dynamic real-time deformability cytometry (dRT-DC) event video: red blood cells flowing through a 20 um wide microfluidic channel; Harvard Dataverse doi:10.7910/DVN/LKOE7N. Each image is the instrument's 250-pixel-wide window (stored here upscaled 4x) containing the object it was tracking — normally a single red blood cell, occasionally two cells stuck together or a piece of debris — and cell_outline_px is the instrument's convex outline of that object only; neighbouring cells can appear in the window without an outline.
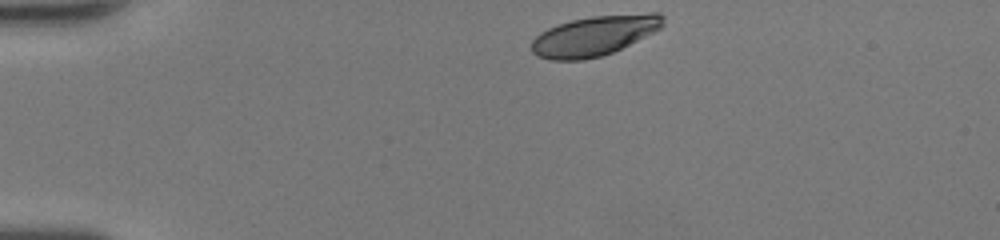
{"species": "human", "species_latin": "Homo sapiens", "temperature_condition": "room temperature", "stored_images_in_passage": 34, "camera_frame_rate_fps": 3000, "um_per_image_px": 0.085, "donor": {"sex": "female"}, "frame": {"image": 1, "passage_image": 1, "time_ms": 0.0, "image_size_px": [1000, 240], "cell_outline_px": [[664, 24], [660, 28], [612, 52], [600, 56], [584, 60], [552, 60], [536, 56], [532, 52], [532, 40], [540, 32], [548, 28], [572, 20], [592, 16], [648, 12], [660, 12], [664, 16]], "centroid_in_image_um": [50.51, 3.02], "position_along_channel_um": 34.5, "area_um2": 30.46}}
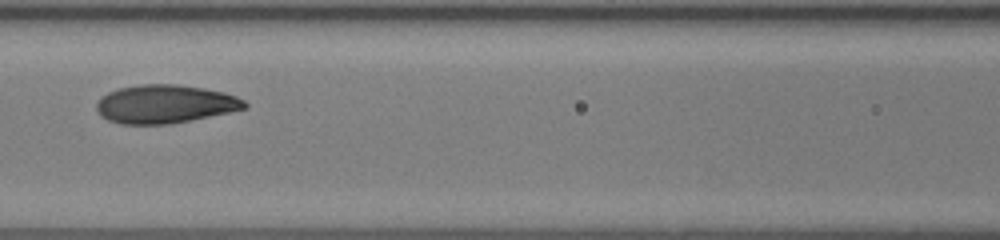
{"frame": {"image": 2, "passage_image": 14, "time_ms": 4.333, "image_size_px": [1000, 240], "cell_outline_px": [[248, 108], [232, 112], [192, 120], [168, 124], [120, 124], [108, 120], [100, 116], [96, 108], [96, 104], [100, 96], [108, 92], [120, 88], [140, 84], [176, 84], [204, 88], [224, 92], [236, 96], [244, 100], [248, 104]], "centroid_in_image_um": [14.04, 8.85], "position_along_channel_um": 152.6, "area_um2": 33.47}}
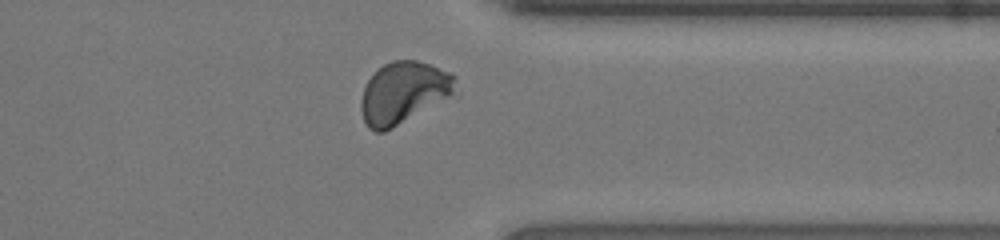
{"frame": {"image": 3, "passage_image": 30, "time_ms": 9.667, "image_size_px": [1000, 240], "cell_outline_px": [[456, 80], [452, 92], [392, 128], [384, 132], [376, 132], [368, 128], [364, 120], [360, 108], [360, 100], [364, 88], [368, 80], [384, 64], [392, 60], [416, 60], [428, 64], [448, 72], [456, 76]], "centroid_in_image_um": [34.2, 7.86], "position_along_channel_um": 377.2, "area_um2": 32.77}, "authors_computed_cell_mechanics": {"area_um2": 32.7726, "velocity_mm_per_s": 4.2421, "shape_relaxation_time_tau1_ms": 3.5314, "shape_relaxation_time_tau2_ms": null, "deformation_change_tau1": 0.1456, "deformation_change_tau2": null}}